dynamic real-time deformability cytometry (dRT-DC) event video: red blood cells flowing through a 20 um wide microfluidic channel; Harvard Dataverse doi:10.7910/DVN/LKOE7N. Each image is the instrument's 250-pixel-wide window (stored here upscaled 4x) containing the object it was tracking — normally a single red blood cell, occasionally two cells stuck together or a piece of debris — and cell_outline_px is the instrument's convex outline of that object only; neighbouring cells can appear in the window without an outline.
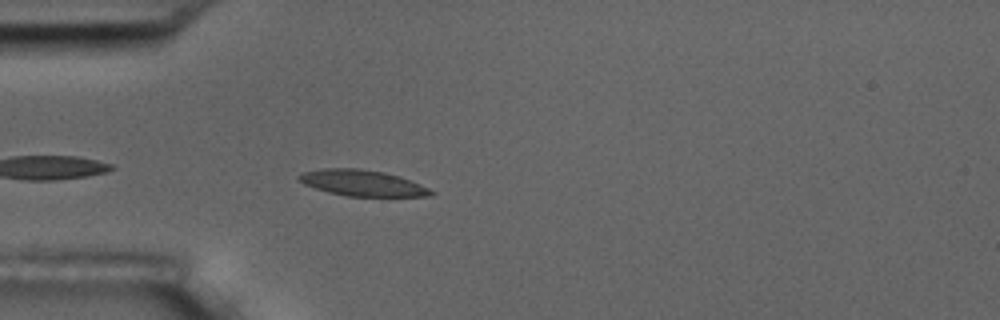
{"species": "common noctule bat (a hibernating species)", "species_latin": "Nyctalus noctula", "temperature_condition": "room temperature", "stored_images_in_passage": 5, "camera_frame_rate_fps": 3000, "um_per_image_px": 0.085, "animal": {"sex": "male", "body_mass_g": 17.5, "forearm_length_mm": 52.3}, "frame": {"image": 1, "passage_image": 5, "time_ms": 4.667, "image_size_px": [1000, 320], "cell_outline_px": [[436, 192], [432, 196], [348, 196], [328, 192], [304, 184], [296, 176], [304, 172], [324, 168], [356, 168], [384, 172], [400, 176], [420, 184]], "centroid_in_image_um": [30.82, 15.55], "position_along_channel_um": 54.2, "area_um2": 19.88}}